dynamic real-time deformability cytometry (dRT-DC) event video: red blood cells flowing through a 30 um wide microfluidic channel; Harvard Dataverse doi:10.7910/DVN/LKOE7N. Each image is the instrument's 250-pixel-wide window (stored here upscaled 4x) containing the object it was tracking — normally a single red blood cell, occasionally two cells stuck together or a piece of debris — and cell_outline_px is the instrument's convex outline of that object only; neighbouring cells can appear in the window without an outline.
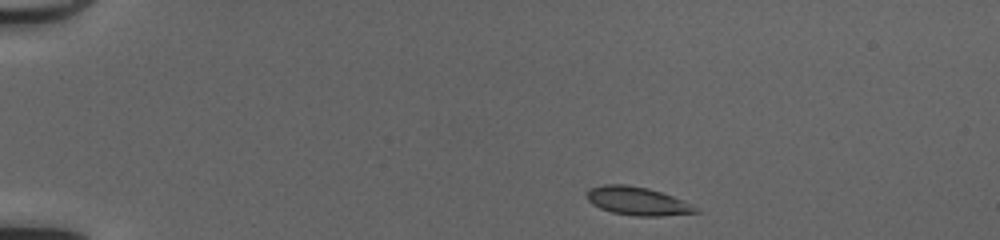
{"species": "common noctule bat (a hibernating species)", "species_latin": "Nyctalus noctula", "temperature_condition": "cold", "stored_images_in_passage": 42, "camera_frame_rate_fps": 3000, "um_per_image_px": 0.085, "animal": {"sex": "female", "body_mass_g": 20.0, "forearm_length_mm": 54.0}, "frame": {"image": 1, "passage_image": 1, "time_ms": 0.0, "image_size_px": [1000, 240], "cell_outline_px": [[700, 212], [660, 216], [636, 216], [612, 212], [600, 208], [592, 204], [588, 200], [584, 192], [588, 188], [604, 184], [624, 184], [648, 188], [684, 200], [692, 204]], "centroid_in_image_um": [54.14, 17.08], "position_along_channel_um": 30.9, "area_um2": 18.03}}
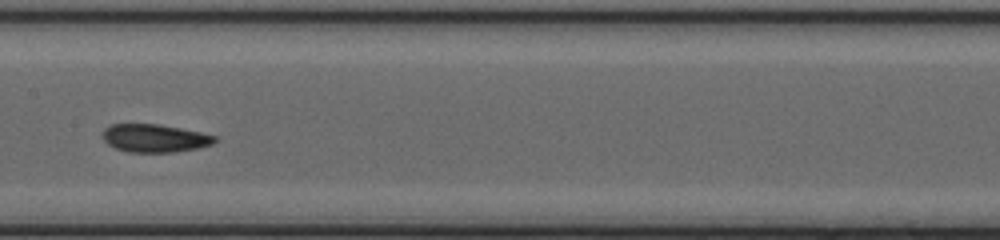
{"frame": {"image": 2, "passage_image": 19, "time_ms": 6.0, "image_size_px": [1000, 240], "cell_outline_px": [[220, 140], [212, 144], [200, 148], [176, 152], [128, 152], [116, 148], [108, 144], [100, 136], [104, 128], [112, 124], [160, 124], [200, 132], [216, 136]], "centroid_in_image_um": [13.16, 11.75], "position_along_channel_um": 194.2, "area_um2": 18.55}}
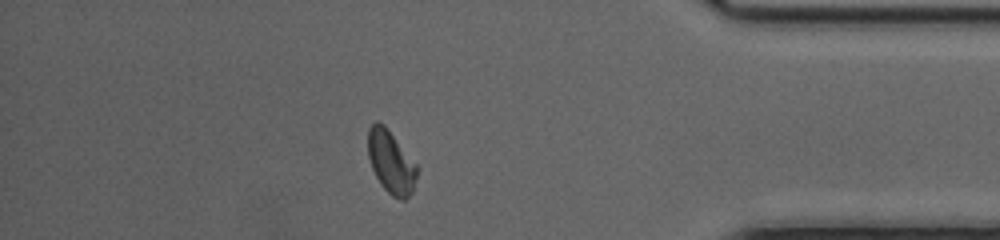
{"frame": {"image": 3, "passage_image": 36, "time_ms": 11.667, "image_size_px": [1000, 240], "cell_outline_px": [[416, 176], [412, 192], [404, 200], [400, 200], [392, 196], [380, 184], [372, 168], [368, 156], [368, 128], [376, 120], [384, 124], [416, 164]], "centroid_in_image_um": [33.2, 13.77], "position_along_channel_um": 402.0, "area_um2": 17.69}, "authors_computed_cell_mechanics": {"area_um2": 18.1781, "velocity_mm_per_s": 4.1376, "shape_relaxation_time_tau1_ms": 3.3823, "shape_relaxation_time_tau2_ms": 1.2017, "deformation_change_tau1": 0.1162, "deformation_change_tau2": 0.0589}}